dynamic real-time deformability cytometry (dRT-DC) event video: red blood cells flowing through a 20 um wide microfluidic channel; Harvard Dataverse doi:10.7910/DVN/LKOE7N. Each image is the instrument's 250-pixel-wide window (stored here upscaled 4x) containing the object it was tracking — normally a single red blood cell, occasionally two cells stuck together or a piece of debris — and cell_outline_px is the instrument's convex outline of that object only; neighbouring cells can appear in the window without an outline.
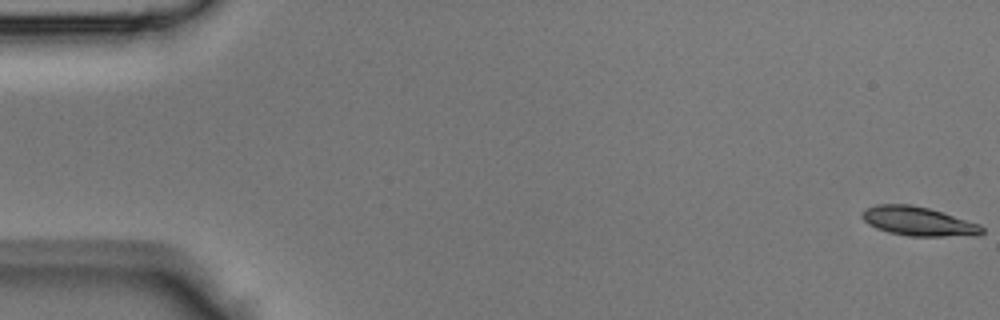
{"species": "Egyptian fruit bat (a non-hibernating species)", "species_latin": "Rousettus aegyptiacus", "temperature_condition": "room temperature", "stored_images_in_passage": 14, "camera_frame_rate_fps": 3000, "um_per_image_px": 0.085, "animal": {"sex": "male"}, "frame": {"image": 1, "passage_image": 1, "time_ms": 0.0, "image_size_px": [1000, 320], "cell_outline_px": [[984, 232], [980, 236], [908, 236], [888, 232], [876, 228], [868, 224], [860, 216], [860, 212], [868, 208], [880, 204], [908, 204], [928, 208], [980, 224], [984, 228]], "centroid_in_image_um": [78.07, 18.83], "position_along_channel_um": 6.9, "area_um2": 20.35}}